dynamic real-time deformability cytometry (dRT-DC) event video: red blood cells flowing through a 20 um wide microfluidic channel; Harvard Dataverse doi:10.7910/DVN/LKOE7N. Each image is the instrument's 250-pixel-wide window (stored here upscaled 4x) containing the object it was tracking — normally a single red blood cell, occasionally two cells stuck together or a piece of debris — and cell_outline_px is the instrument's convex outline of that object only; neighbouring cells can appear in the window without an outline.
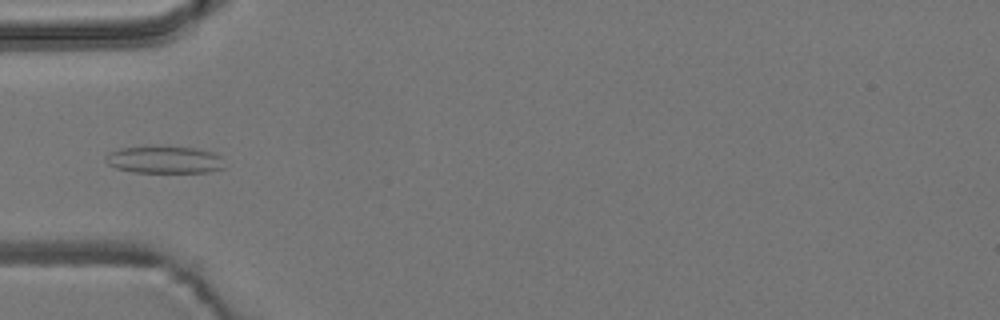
{"species": "common noctule bat (a hibernating species)", "species_latin": "Nyctalus noctula", "temperature_condition": "room temperature", "stored_images_in_passage": 1, "camera_frame_rate_fps": 3000, "um_per_image_px": 0.085, "animal": {"sex": "male", "body_mass_g": 19.2, "forearm_length_mm": 51.8}, "frame": {"image": 1, "passage_image": 1, "time_ms": 0.0, "image_size_px": [1000, 320], "cell_outline_px": [[224, 168], [208, 172], [132, 172], [116, 168], [108, 164], [104, 160], [104, 156], [108, 152], [120, 148], [196, 148], [216, 152], [220, 156]], "centroid_in_image_um": [13.96, 13.6], "position_along_channel_um": 71.0, "area_um2": 18.5}}